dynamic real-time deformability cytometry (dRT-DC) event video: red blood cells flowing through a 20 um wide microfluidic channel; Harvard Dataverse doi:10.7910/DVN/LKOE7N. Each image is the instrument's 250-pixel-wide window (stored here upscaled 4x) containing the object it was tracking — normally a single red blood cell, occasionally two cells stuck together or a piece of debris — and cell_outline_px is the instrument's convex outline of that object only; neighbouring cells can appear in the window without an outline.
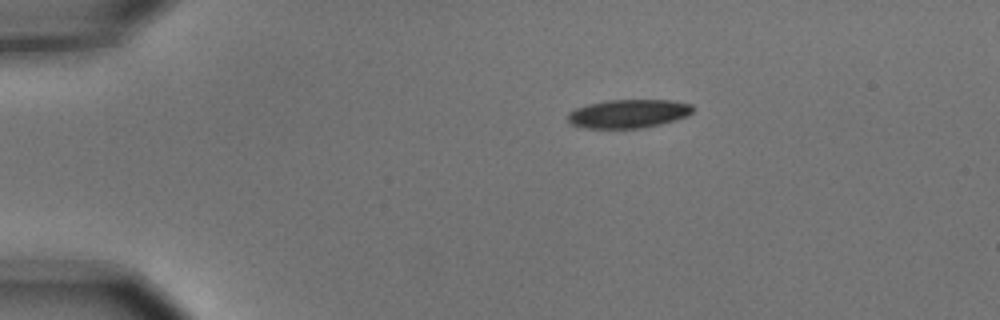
{"species": "common noctule bat (a hibernating species)", "species_latin": "Nyctalus noctula", "temperature_condition": "cold", "stored_images_in_passage": 13, "camera_frame_rate_fps": 3000, "um_per_image_px": 0.085, "animal": {"sex": "male", "body_mass_g": 15.6}, "frame": {"image": 1, "passage_image": 1, "time_ms": 0.0, "image_size_px": [1000, 320], "cell_outline_px": [[692, 112], [688, 116], [676, 120], [660, 124], [640, 128], [588, 128], [568, 124], [568, 112], [576, 108], [588, 104], [608, 100], [668, 100], [692, 104]], "centroid_in_image_um": [53.4, 9.66], "position_along_channel_um": 31.6, "area_um2": 20.81}}
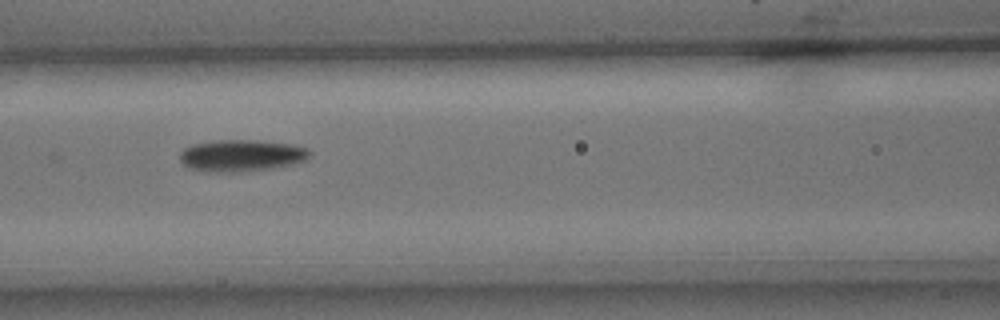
{"frame": {"image": 2, "passage_image": 5, "time_ms": 1.333, "image_size_px": [1000, 320], "cell_outline_px": [[312, 152], [308, 160], [292, 164], [272, 168], [232, 172], [192, 168], [184, 164], [180, 160], [180, 152], [184, 148], [192, 144], [212, 140], [256, 140], [292, 144], [308, 148]], "centroid_in_image_um": [20.58, 13.19], "position_along_channel_um": 146.0, "area_um2": 23.81}}
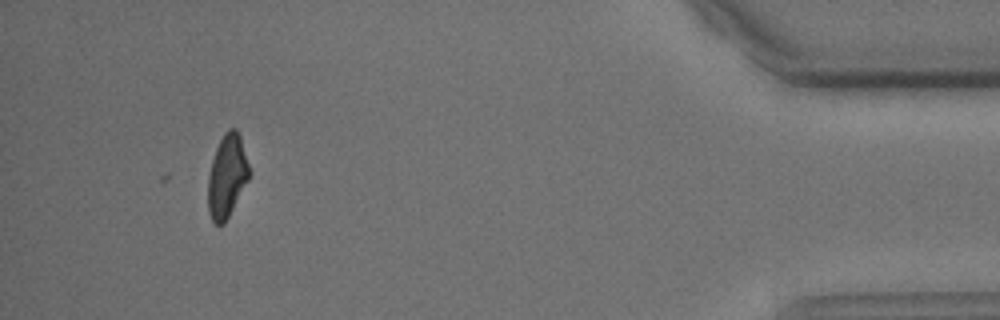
{"frame": {"image": 3, "passage_image": 12, "time_ms": 3.667, "image_size_px": [1000, 320], "cell_outline_px": [[248, 180], [224, 224], [216, 224], [212, 220], [208, 212], [208, 176], [212, 160], [216, 148], [224, 132], [228, 128], [236, 128], [240, 136], [248, 164]], "centroid_in_image_um": [19.27, 14.96], "position_along_channel_um": 415.9, "area_um2": 19.59}}